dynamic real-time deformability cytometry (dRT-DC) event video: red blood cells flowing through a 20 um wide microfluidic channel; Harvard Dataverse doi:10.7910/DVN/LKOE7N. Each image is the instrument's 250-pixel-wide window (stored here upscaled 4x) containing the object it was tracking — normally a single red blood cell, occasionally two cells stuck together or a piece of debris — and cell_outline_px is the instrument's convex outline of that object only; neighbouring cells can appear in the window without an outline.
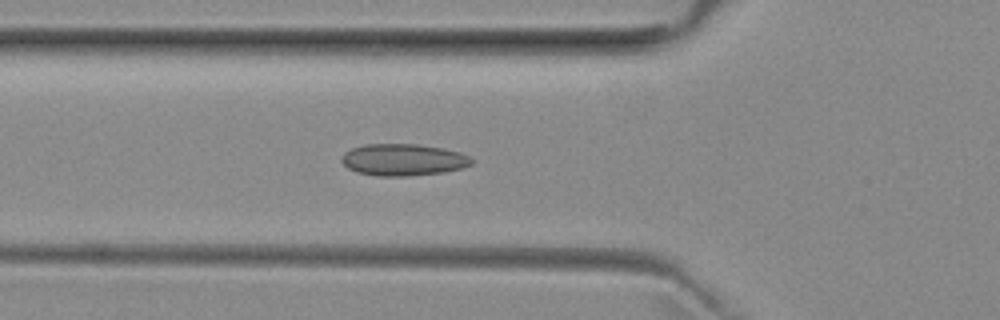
{"species": "common noctule bat (a hibernating species)", "species_latin": "Nyctalus noctula", "temperature_condition": "room temperature", "stored_images_in_passage": 30, "camera_frame_rate_fps": 3000, "um_per_image_px": 0.085, "animal": {"sex": "female", "body_mass_g": 29.2, "forearm_length_mm": 56.3}, "frame": {"image": 1, "passage_image": 3, "time_ms": 0.667, "image_size_px": [1000, 320], "cell_outline_px": [[472, 164], [460, 168], [444, 172], [408, 176], [376, 176], [356, 172], [348, 168], [340, 160], [340, 156], [344, 152], [352, 148], [364, 144], [416, 144], [444, 148], [460, 152], [468, 156], [472, 160]], "centroid_in_image_um": [34.23, 13.58], "position_along_channel_um": 91.6, "area_um2": 24.22}}
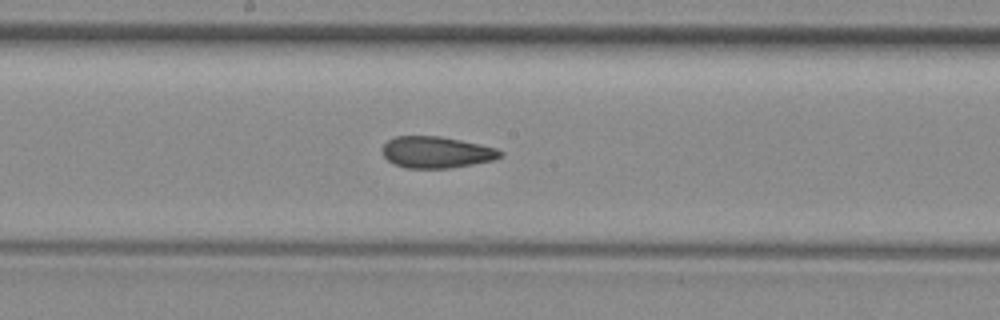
{"frame": {"image": 2, "passage_image": 12, "time_ms": 3.667, "image_size_px": [1000, 320], "cell_outline_px": [[504, 156], [492, 160], [472, 164], [448, 168], [404, 168], [388, 160], [384, 156], [384, 144], [388, 140], [396, 136], [440, 136], [480, 144], [496, 148], [504, 152]], "centroid_in_image_um": [37.13, 12.94], "position_along_channel_um": 211.1, "area_um2": 21.5}}
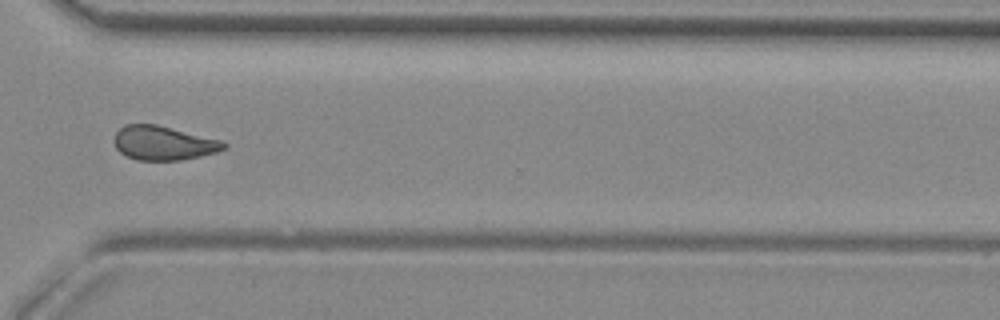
{"frame": {"image": 3, "passage_image": 23, "time_ms": 7.333, "image_size_px": [1000, 320], "cell_outline_px": [[228, 144], [224, 148], [216, 152], [200, 156], [180, 160], [136, 160], [120, 152], [116, 148], [116, 132], [124, 124], [156, 124], [220, 140]], "centroid_in_image_um": [13.89, 12.16], "position_along_channel_um": 356.7, "area_um2": 21.44}, "authors_computed_cell_mechanics": {"area_um2": 21.7906, "velocity_mm_per_s": 3.9769, "shape_relaxation_time_tau1_ms": null, "shape_relaxation_time_tau2_ms": 2.1964, "deformation_change_tau1": null, "deformation_change_tau2": 0.0763}}